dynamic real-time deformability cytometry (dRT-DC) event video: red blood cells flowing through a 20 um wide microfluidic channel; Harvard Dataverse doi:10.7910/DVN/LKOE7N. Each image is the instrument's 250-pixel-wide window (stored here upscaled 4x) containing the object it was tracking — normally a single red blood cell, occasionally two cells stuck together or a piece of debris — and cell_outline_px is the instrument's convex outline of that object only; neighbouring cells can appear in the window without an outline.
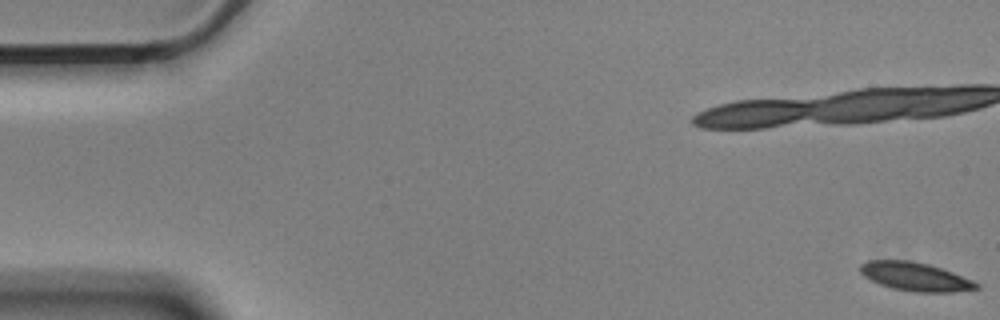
{"species": "Egyptian fruit bat (a non-hibernating species)", "species_latin": "Rousettus aegyptiacus", "temperature_condition": "cold", "stored_images_in_passage": 17, "camera_frame_rate_fps": 3000, "um_per_image_px": 0.085, "animal": {"sex": "male"}, "frame": {"image": 1, "passage_image": 1, "time_ms": 0.0, "image_size_px": [1000, 320], "cell_outline_px": [[980, 288], [952, 292], [916, 292], [892, 288], [880, 284], [864, 276], [860, 272], [860, 264], [868, 260], [908, 260], [928, 264], [952, 272], [972, 280], [980, 284]], "centroid_in_image_um": [77.79, 23.51], "position_along_channel_um": 7.2, "area_um2": 19.19}}